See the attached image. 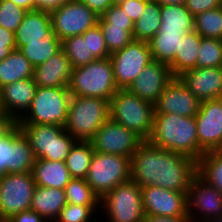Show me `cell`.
I'll list each match as a JSON object with an SVG mask.
<instances>
[{
  "label": "cell",
  "instance_id": "obj_1",
  "mask_svg": "<svg viewBox=\"0 0 222 222\" xmlns=\"http://www.w3.org/2000/svg\"><path fill=\"white\" fill-rule=\"evenodd\" d=\"M130 168V180L141 188L153 185L187 194L197 161L143 141L131 156Z\"/></svg>",
  "mask_w": 222,
  "mask_h": 222
},
{
  "label": "cell",
  "instance_id": "obj_2",
  "mask_svg": "<svg viewBox=\"0 0 222 222\" xmlns=\"http://www.w3.org/2000/svg\"><path fill=\"white\" fill-rule=\"evenodd\" d=\"M148 141L160 149L180 153L196 161L200 159L195 117L154 114L153 131Z\"/></svg>",
  "mask_w": 222,
  "mask_h": 222
},
{
  "label": "cell",
  "instance_id": "obj_3",
  "mask_svg": "<svg viewBox=\"0 0 222 222\" xmlns=\"http://www.w3.org/2000/svg\"><path fill=\"white\" fill-rule=\"evenodd\" d=\"M110 119L133 131L143 141L152 135L154 104L134 95L128 89H118L110 100Z\"/></svg>",
  "mask_w": 222,
  "mask_h": 222
},
{
  "label": "cell",
  "instance_id": "obj_4",
  "mask_svg": "<svg viewBox=\"0 0 222 222\" xmlns=\"http://www.w3.org/2000/svg\"><path fill=\"white\" fill-rule=\"evenodd\" d=\"M110 101L99 97L72 96L64 129L77 141H91L110 118Z\"/></svg>",
  "mask_w": 222,
  "mask_h": 222
},
{
  "label": "cell",
  "instance_id": "obj_5",
  "mask_svg": "<svg viewBox=\"0 0 222 222\" xmlns=\"http://www.w3.org/2000/svg\"><path fill=\"white\" fill-rule=\"evenodd\" d=\"M117 90L110 57L73 68L69 83L72 96L99 97L110 101Z\"/></svg>",
  "mask_w": 222,
  "mask_h": 222
},
{
  "label": "cell",
  "instance_id": "obj_6",
  "mask_svg": "<svg viewBox=\"0 0 222 222\" xmlns=\"http://www.w3.org/2000/svg\"><path fill=\"white\" fill-rule=\"evenodd\" d=\"M71 97L69 87H37L30 107L17 124H47L64 127Z\"/></svg>",
  "mask_w": 222,
  "mask_h": 222
},
{
  "label": "cell",
  "instance_id": "obj_7",
  "mask_svg": "<svg viewBox=\"0 0 222 222\" xmlns=\"http://www.w3.org/2000/svg\"><path fill=\"white\" fill-rule=\"evenodd\" d=\"M28 138L36 159L65 161L77 141L64 127L47 124H18Z\"/></svg>",
  "mask_w": 222,
  "mask_h": 222
},
{
  "label": "cell",
  "instance_id": "obj_8",
  "mask_svg": "<svg viewBox=\"0 0 222 222\" xmlns=\"http://www.w3.org/2000/svg\"><path fill=\"white\" fill-rule=\"evenodd\" d=\"M130 158L94 151L86 182L101 199L117 185L130 181Z\"/></svg>",
  "mask_w": 222,
  "mask_h": 222
},
{
  "label": "cell",
  "instance_id": "obj_9",
  "mask_svg": "<svg viewBox=\"0 0 222 222\" xmlns=\"http://www.w3.org/2000/svg\"><path fill=\"white\" fill-rule=\"evenodd\" d=\"M105 222H143L141 187L131 180L117 185L100 199Z\"/></svg>",
  "mask_w": 222,
  "mask_h": 222
},
{
  "label": "cell",
  "instance_id": "obj_10",
  "mask_svg": "<svg viewBox=\"0 0 222 222\" xmlns=\"http://www.w3.org/2000/svg\"><path fill=\"white\" fill-rule=\"evenodd\" d=\"M35 187L32 172L4 173L0 178V220L29 210Z\"/></svg>",
  "mask_w": 222,
  "mask_h": 222
},
{
  "label": "cell",
  "instance_id": "obj_11",
  "mask_svg": "<svg viewBox=\"0 0 222 222\" xmlns=\"http://www.w3.org/2000/svg\"><path fill=\"white\" fill-rule=\"evenodd\" d=\"M49 14L52 32L60 41L84 34L97 24L99 18L80 0H70Z\"/></svg>",
  "mask_w": 222,
  "mask_h": 222
},
{
  "label": "cell",
  "instance_id": "obj_12",
  "mask_svg": "<svg viewBox=\"0 0 222 222\" xmlns=\"http://www.w3.org/2000/svg\"><path fill=\"white\" fill-rule=\"evenodd\" d=\"M110 59L118 89H127L141 70L153 61L148 42L139 40L112 53Z\"/></svg>",
  "mask_w": 222,
  "mask_h": 222
},
{
  "label": "cell",
  "instance_id": "obj_13",
  "mask_svg": "<svg viewBox=\"0 0 222 222\" xmlns=\"http://www.w3.org/2000/svg\"><path fill=\"white\" fill-rule=\"evenodd\" d=\"M142 142L133 131L110 118L96 131L91 140L96 152L121 155L130 159Z\"/></svg>",
  "mask_w": 222,
  "mask_h": 222
},
{
  "label": "cell",
  "instance_id": "obj_14",
  "mask_svg": "<svg viewBox=\"0 0 222 222\" xmlns=\"http://www.w3.org/2000/svg\"><path fill=\"white\" fill-rule=\"evenodd\" d=\"M187 214L192 222L222 216V193L196 174L187 193Z\"/></svg>",
  "mask_w": 222,
  "mask_h": 222
},
{
  "label": "cell",
  "instance_id": "obj_15",
  "mask_svg": "<svg viewBox=\"0 0 222 222\" xmlns=\"http://www.w3.org/2000/svg\"><path fill=\"white\" fill-rule=\"evenodd\" d=\"M200 158L209 151L222 149V103L219 99L200 103L195 115Z\"/></svg>",
  "mask_w": 222,
  "mask_h": 222
},
{
  "label": "cell",
  "instance_id": "obj_16",
  "mask_svg": "<svg viewBox=\"0 0 222 222\" xmlns=\"http://www.w3.org/2000/svg\"><path fill=\"white\" fill-rule=\"evenodd\" d=\"M142 206L145 215L180 217L187 214V194L158 186L141 188Z\"/></svg>",
  "mask_w": 222,
  "mask_h": 222
},
{
  "label": "cell",
  "instance_id": "obj_17",
  "mask_svg": "<svg viewBox=\"0 0 222 222\" xmlns=\"http://www.w3.org/2000/svg\"><path fill=\"white\" fill-rule=\"evenodd\" d=\"M199 101L178 77L167 85L154 104V114H177L195 117L200 108Z\"/></svg>",
  "mask_w": 222,
  "mask_h": 222
},
{
  "label": "cell",
  "instance_id": "obj_18",
  "mask_svg": "<svg viewBox=\"0 0 222 222\" xmlns=\"http://www.w3.org/2000/svg\"><path fill=\"white\" fill-rule=\"evenodd\" d=\"M173 79L169 65L153 60L141 70L127 89L141 99L155 104Z\"/></svg>",
  "mask_w": 222,
  "mask_h": 222
},
{
  "label": "cell",
  "instance_id": "obj_19",
  "mask_svg": "<svg viewBox=\"0 0 222 222\" xmlns=\"http://www.w3.org/2000/svg\"><path fill=\"white\" fill-rule=\"evenodd\" d=\"M178 78L199 100H214L222 95V67L194 68Z\"/></svg>",
  "mask_w": 222,
  "mask_h": 222
},
{
  "label": "cell",
  "instance_id": "obj_20",
  "mask_svg": "<svg viewBox=\"0 0 222 222\" xmlns=\"http://www.w3.org/2000/svg\"><path fill=\"white\" fill-rule=\"evenodd\" d=\"M37 86L33 78L18 80L0 89V107L18 121L28 110Z\"/></svg>",
  "mask_w": 222,
  "mask_h": 222
},
{
  "label": "cell",
  "instance_id": "obj_21",
  "mask_svg": "<svg viewBox=\"0 0 222 222\" xmlns=\"http://www.w3.org/2000/svg\"><path fill=\"white\" fill-rule=\"evenodd\" d=\"M73 67L61 48L54 56L34 68L37 87H69Z\"/></svg>",
  "mask_w": 222,
  "mask_h": 222
},
{
  "label": "cell",
  "instance_id": "obj_22",
  "mask_svg": "<svg viewBox=\"0 0 222 222\" xmlns=\"http://www.w3.org/2000/svg\"><path fill=\"white\" fill-rule=\"evenodd\" d=\"M51 32V18L48 12L28 11L15 32L16 49L28 45V42L40 41Z\"/></svg>",
  "mask_w": 222,
  "mask_h": 222
},
{
  "label": "cell",
  "instance_id": "obj_23",
  "mask_svg": "<svg viewBox=\"0 0 222 222\" xmlns=\"http://www.w3.org/2000/svg\"><path fill=\"white\" fill-rule=\"evenodd\" d=\"M66 204L64 189L36 186L30 209L43 216L47 221L55 222Z\"/></svg>",
  "mask_w": 222,
  "mask_h": 222
},
{
  "label": "cell",
  "instance_id": "obj_24",
  "mask_svg": "<svg viewBox=\"0 0 222 222\" xmlns=\"http://www.w3.org/2000/svg\"><path fill=\"white\" fill-rule=\"evenodd\" d=\"M32 174L36 186L65 189L72 179L65 161L36 159Z\"/></svg>",
  "mask_w": 222,
  "mask_h": 222
},
{
  "label": "cell",
  "instance_id": "obj_25",
  "mask_svg": "<svg viewBox=\"0 0 222 222\" xmlns=\"http://www.w3.org/2000/svg\"><path fill=\"white\" fill-rule=\"evenodd\" d=\"M35 156L28 138L18 128L11 135L10 159L7 173L32 172Z\"/></svg>",
  "mask_w": 222,
  "mask_h": 222
},
{
  "label": "cell",
  "instance_id": "obj_26",
  "mask_svg": "<svg viewBox=\"0 0 222 222\" xmlns=\"http://www.w3.org/2000/svg\"><path fill=\"white\" fill-rule=\"evenodd\" d=\"M201 36L192 30L183 35L174 60L169 64L174 77L180 76L187 70L196 68V60L199 54Z\"/></svg>",
  "mask_w": 222,
  "mask_h": 222
},
{
  "label": "cell",
  "instance_id": "obj_27",
  "mask_svg": "<svg viewBox=\"0 0 222 222\" xmlns=\"http://www.w3.org/2000/svg\"><path fill=\"white\" fill-rule=\"evenodd\" d=\"M34 67L29 60L18 50L0 61V89L7 84L18 80L33 78Z\"/></svg>",
  "mask_w": 222,
  "mask_h": 222
},
{
  "label": "cell",
  "instance_id": "obj_28",
  "mask_svg": "<svg viewBox=\"0 0 222 222\" xmlns=\"http://www.w3.org/2000/svg\"><path fill=\"white\" fill-rule=\"evenodd\" d=\"M181 31H159L148 41L152 59L169 65L179 52V45L183 35Z\"/></svg>",
  "mask_w": 222,
  "mask_h": 222
},
{
  "label": "cell",
  "instance_id": "obj_29",
  "mask_svg": "<svg viewBox=\"0 0 222 222\" xmlns=\"http://www.w3.org/2000/svg\"><path fill=\"white\" fill-rule=\"evenodd\" d=\"M161 20V5L150 0L138 21L134 23L133 40L148 42L159 32Z\"/></svg>",
  "mask_w": 222,
  "mask_h": 222
},
{
  "label": "cell",
  "instance_id": "obj_30",
  "mask_svg": "<svg viewBox=\"0 0 222 222\" xmlns=\"http://www.w3.org/2000/svg\"><path fill=\"white\" fill-rule=\"evenodd\" d=\"M161 19L159 31L190 32L194 30V16L184 4L161 5Z\"/></svg>",
  "mask_w": 222,
  "mask_h": 222
},
{
  "label": "cell",
  "instance_id": "obj_31",
  "mask_svg": "<svg viewBox=\"0 0 222 222\" xmlns=\"http://www.w3.org/2000/svg\"><path fill=\"white\" fill-rule=\"evenodd\" d=\"M61 48V41L51 32L40 41L28 42V45L22 46L19 51L35 68L49 60Z\"/></svg>",
  "mask_w": 222,
  "mask_h": 222
},
{
  "label": "cell",
  "instance_id": "obj_32",
  "mask_svg": "<svg viewBox=\"0 0 222 222\" xmlns=\"http://www.w3.org/2000/svg\"><path fill=\"white\" fill-rule=\"evenodd\" d=\"M94 154L91 141H76L65 159L72 178H86Z\"/></svg>",
  "mask_w": 222,
  "mask_h": 222
},
{
  "label": "cell",
  "instance_id": "obj_33",
  "mask_svg": "<svg viewBox=\"0 0 222 222\" xmlns=\"http://www.w3.org/2000/svg\"><path fill=\"white\" fill-rule=\"evenodd\" d=\"M197 174L222 193V149L206 152L197 161Z\"/></svg>",
  "mask_w": 222,
  "mask_h": 222
},
{
  "label": "cell",
  "instance_id": "obj_34",
  "mask_svg": "<svg viewBox=\"0 0 222 222\" xmlns=\"http://www.w3.org/2000/svg\"><path fill=\"white\" fill-rule=\"evenodd\" d=\"M64 190L67 203L100 207V198L84 178H72Z\"/></svg>",
  "mask_w": 222,
  "mask_h": 222
},
{
  "label": "cell",
  "instance_id": "obj_35",
  "mask_svg": "<svg viewBox=\"0 0 222 222\" xmlns=\"http://www.w3.org/2000/svg\"><path fill=\"white\" fill-rule=\"evenodd\" d=\"M194 30L201 37L222 40V6L196 15Z\"/></svg>",
  "mask_w": 222,
  "mask_h": 222
},
{
  "label": "cell",
  "instance_id": "obj_36",
  "mask_svg": "<svg viewBox=\"0 0 222 222\" xmlns=\"http://www.w3.org/2000/svg\"><path fill=\"white\" fill-rule=\"evenodd\" d=\"M61 47L73 68L87 65L96 60L88 51L87 39H84L83 35L64 39L61 41Z\"/></svg>",
  "mask_w": 222,
  "mask_h": 222
},
{
  "label": "cell",
  "instance_id": "obj_37",
  "mask_svg": "<svg viewBox=\"0 0 222 222\" xmlns=\"http://www.w3.org/2000/svg\"><path fill=\"white\" fill-rule=\"evenodd\" d=\"M197 68L222 67V40L201 37Z\"/></svg>",
  "mask_w": 222,
  "mask_h": 222
},
{
  "label": "cell",
  "instance_id": "obj_38",
  "mask_svg": "<svg viewBox=\"0 0 222 222\" xmlns=\"http://www.w3.org/2000/svg\"><path fill=\"white\" fill-rule=\"evenodd\" d=\"M105 44L110 54L121 50L131 41H133L132 32L133 30H124V27L118 26H99Z\"/></svg>",
  "mask_w": 222,
  "mask_h": 222
},
{
  "label": "cell",
  "instance_id": "obj_39",
  "mask_svg": "<svg viewBox=\"0 0 222 222\" xmlns=\"http://www.w3.org/2000/svg\"><path fill=\"white\" fill-rule=\"evenodd\" d=\"M28 11L9 0H0V26L16 32Z\"/></svg>",
  "mask_w": 222,
  "mask_h": 222
},
{
  "label": "cell",
  "instance_id": "obj_40",
  "mask_svg": "<svg viewBox=\"0 0 222 222\" xmlns=\"http://www.w3.org/2000/svg\"><path fill=\"white\" fill-rule=\"evenodd\" d=\"M99 208L67 203L55 222H95L94 216L99 214Z\"/></svg>",
  "mask_w": 222,
  "mask_h": 222
},
{
  "label": "cell",
  "instance_id": "obj_41",
  "mask_svg": "<svg viewBox=\"0 0 222 222\" xmlns=\"http://www.w3.org/2000/svg\"><path fill=\"white\" fill-rule=\"evenodd\" d=\"M99 26H118L124 30H133L134 23L119 5L112 4L97 21Z\"/></svg>",
  "mask_w": 222,
  "mask_h": 222
},
{
  "label": "cell",
  "instance_id": "obj_42",
  "mask_svg": "<svg viewBox=\"0 0 222 222\" xmlns=\"http://www.w3.org/2000/svg\"><path fill=\"white\" fill-rule=\"evenodd\" d=\"M83 35L84 39H87L88 51L96 59H104L110 57V53L105 44L103 33L98 24L93 28L88 29Z\"/></svg>",
  "mask_w": 222,
  "mask_h": 222
},
{
  "label": "cell",
  "instance_id": "obj_43",
  "mask_svg": "<svg viewBox=\"0 0 222 222\" xmlns=\"http://www.w3.org/2000/svg\"><path fill=\"white\" fill-rule=\"evenodd\" d=\"M184 5L195 17L200 13L222 6V0H186Z\"/></svg>",
  "mask_w": 222,
  "mask_h": 222
},
{
  "label": "cell",
  "instance_id": "obj_44",
  "mask_svg": "<svg viewBox=\"0 0 222 222\" xmlns=\"http://www.w3.org/2000/svg\"><path fill=\"white\" fill-rule=\"evenodd\" d=\"M149 1L150 0H128L119 6L124 12H126V15H128L131 21L135 23L140 18Z\"/></svg>",
  "mask_w": 222,
  "mask_h": 222
},
{
  "label": "cell",
  "instance_id": "obj_45",
  "mask_svg": "<svg viewBox=\"0 0 222 222\" xmlns=\"http://www.w3.org/2000/svg\"><path fill=\"white\" fill-rule=\"evenodd\" d=\"M16 49L15 33L0 26V61Z\"/></svg>",
  "mask_w": 222,
  "mask_h": 222
},
{
  "label": "cell",
  "instance_id": "obj_46",
  "mask_svg": "<svg viewBox=\"0 0 222 222\" xmlns=\"http://www.w3.org/2000/svg\"><path fill=\"white\" fill-rule=\"evenodd\" d=\"M18 125L5 137L0 139V171L7 173L10 159L11 135L18 129Z\"/></svg>",
  "mask_w": 222,
  "mask_h": 222
},
{
  "label": "cell",
  "instance_id": "obj_47",
  "mask_svg": "<svg viewBox=\"0 0 222 222\" xmlns=\"http://www.w3.org/2000/svg\"><path fill=\"white\" fill-rule=\"evenodd\" d=\"M5 222H49L34 210H26L9 217Z\"/></svg>",
  "mask_w": 222,
  "mask_h": 222
},
{
  "label": "cell",
  "instance_id": "obj_48",
  "mask_svg": "<svg viewBox=\"0 0 222 222\" xmlns=\"http://www.w3.org/2000/svg\"><path fill=\"white\" fill-rule=\"evenodd\" d=\"M70 0H34V10L52 12Z\"/></svg>",
  "mask_w": 222,
  "mask_h": 222
},
{
  "label": "cell",
  "instance_id": "obj_49",
  "mask_svg": "<svg viewBox=\"0 0 222 222\" xmlns=\"http://www.w3.org/2000/svg\"><path fill=\"white\" fill-rule=\"evenodd\" d=\"M17 125V121L12 116L0 112V139L5 138Z\"/></svg>",
  "mask_w": 222,
  "mask_h": 222
},
{
  "label": "cell",
  "instance_id": "obj_50",
  "mask_svg": "<svg viewBox=\"0 0 222 222\" xmlns=\"http://www.w3.org/2000/svg\"><path fill=\"white\" fill-rule=\"evenodd\" d=\"M100 17L112 4L113 0H80Z\"/></svg>",
  "mask_w": 222,
  "mask_h": 222
},
{
  "label": "cell",
  "instance_id": "obj_51",
  "mask_svg": "<svg viewBox=\"0 0 222 222\" xmlns=\"http://www.w3.org/2000/svg\"><path fill=\"white\" fill-rule=\"evenodd\" d=\"M143 222H192L189 216L180 217H160L145 215Z\"/></svg>",
  "mask_w": 222,
  "mask_h": 222
},
{
  "label": "cell",
  "instance_id": "obj_52",
  "mask_svg": "<svg viewBox=\"0 0 222 222\" xmlns=\"http://www.w3.org/2000/svg\"><path fill=\"white\" fill-rule=\"evenodd\" d=\"M15 3L17 6L27 10L33 11L34 10V0H9Z\"/></svg>",
  "mask_w": 222,
  "mask_h": 222
},
{
  "label": "cell",
  "instance_id": "obj_53",
  "mask_svg": "<svg viewBox=\"0 0 222 222\" xmlns=\"http://www.w3.org/2000/svg\"><path fill=\"white\" fill-rule=\"evenodd\" d=\"M160 5H180L185 4L186 0H154Z\"/></svg>",
  "mask_w": 222,
  "mask_h": 222
},
{
  "label": "cell",
  "instance_id": "obj_54",
  "mask_svg": "<svg viewBox=\"0 0 222 222\" xmlns=\"http://www.w3.org/2000/svg\"><path fill=\"white\" fill-rule=\"evenodd\" d=\"M202 222H222V216L206 219Z\"/></svg>",
  "mask_w": 222,
  "mask_h": 222
},
{
  "label": "cell",
  "instance_id": "obj_55",
  "mask_svg": "<svg viewBox=\"0 0 222 222\" xmlns=\"http://www.w3.org/2000/svg\"><path fill=\"white\" fill-rule=\"evenodd\" d=\"M126 1H128V0H113V4L114 5H120V4H122L123 2H126Z\"/></svg>",
  "mask_w": 222,
  "mask_h": 222
},
{
  "label": "cell",
  "instance_id": "obj_56",
  "mask_svg": "<svg viewBox=\"0 0 222 222\" xmlns=\"http://www.w3.org/2000/svg\"><path fill=\"white\" fill-rule=\"evenodd\" d=\"M220 101H221V103H222V95L218 98Z\"/></svg>",
  "mask_w": 222,
  "mask_h": 222
}]
</instances>
